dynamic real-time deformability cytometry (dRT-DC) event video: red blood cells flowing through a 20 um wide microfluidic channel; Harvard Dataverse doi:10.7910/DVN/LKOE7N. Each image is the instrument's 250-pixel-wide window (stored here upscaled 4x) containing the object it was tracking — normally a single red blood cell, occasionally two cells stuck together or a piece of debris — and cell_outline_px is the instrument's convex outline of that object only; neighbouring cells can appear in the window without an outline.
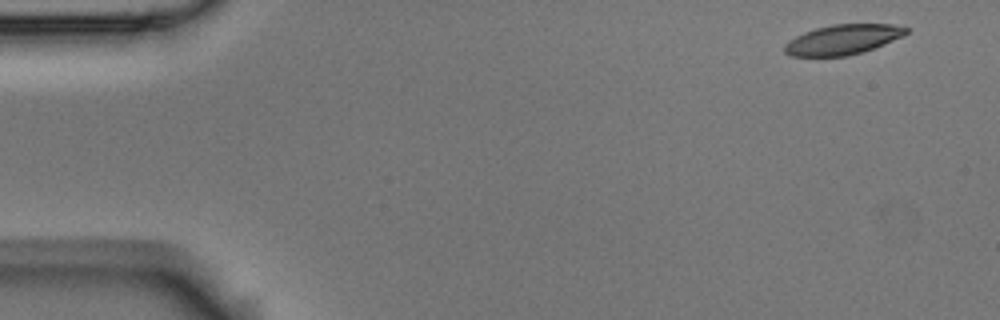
{"species": "Egyptian fruit bat (a non-hibernating species)", "species_latin": "Rousettus aegyptiacus", "temperature_condition": "room temperature", "stored_images_in_passage": 6, "camera_frame_rate_fps": 3000, "um_per_image_px": 0.085, "animal": {"sex": "male"}, "frame": {"image": 1, "passage_image": 1, "time_ms": 0.0, "image_size_px": [1000, 320], "cell_outline_px": [[908, 32], [904, 36], [884, 44], [860, 52], [844, 56], [788, 56], [784, 52], [784, 44], [788, 40], [804, 32], [816, 28], [832, 24], [892, 24], [908, 28]], "centroid_in_image_um": [71.61, 3.36], "position_along_channel_um": 13.4, "area_um2": 21.15}}
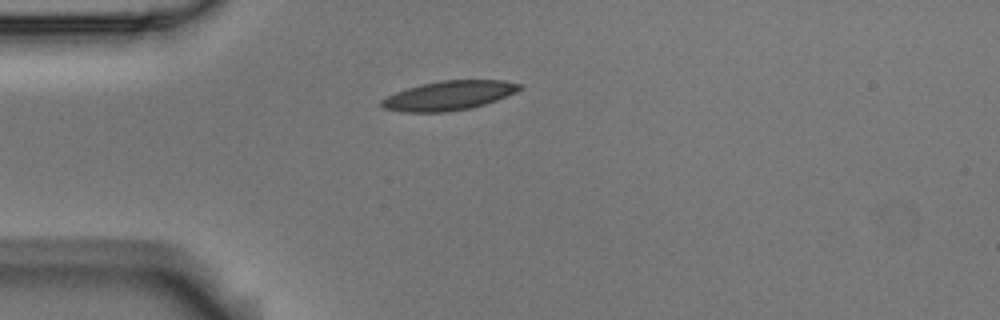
{"frame": {"image": 2, "passage_image": 4, "time_ms": 1.0, "image_size_px": [1000, 320], "cell_outline_px": [[524, 88], [516, 92], [496, 100], [472, 108], [444, 112], [404, 112], [384, 108], [380, 104], [380, 100], [396, 92], [420, 84], [444, 80], [504, 80], [524, 84]], "centroid_in_image_um": [38.2, 8.11], "position_along_channel_um": 46.8, "area_um2": 23.58}}
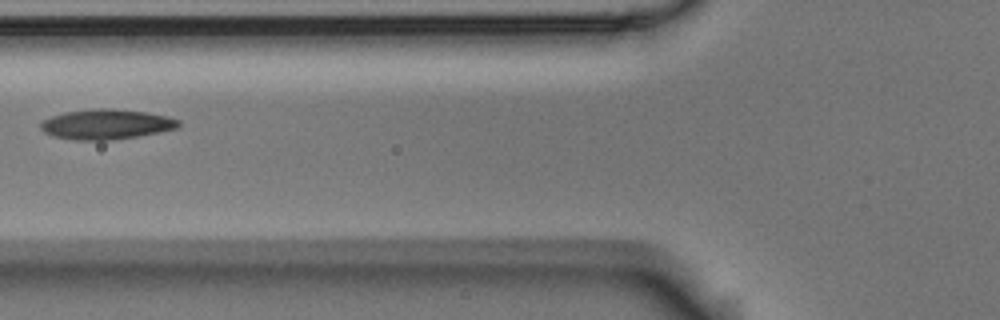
{"frame": {"image": 3, "passage_image": 6, "time_ms": 1.667, "image_size_px": [1000, 320], "cell_outline_px": [[180, 124], [176, 128], [160, 132], [112, 140], [76, 140], [52, 136], [44, 132], [40, 128], [40, 120], [64, 112], [96, 108], [112, 108], [144, 112], [164, 116], [180, 120]], "centroid_in_image_um": [8.98, 10.56], "position_along_channel_um": 116.8, "area_um2": 24.1}}